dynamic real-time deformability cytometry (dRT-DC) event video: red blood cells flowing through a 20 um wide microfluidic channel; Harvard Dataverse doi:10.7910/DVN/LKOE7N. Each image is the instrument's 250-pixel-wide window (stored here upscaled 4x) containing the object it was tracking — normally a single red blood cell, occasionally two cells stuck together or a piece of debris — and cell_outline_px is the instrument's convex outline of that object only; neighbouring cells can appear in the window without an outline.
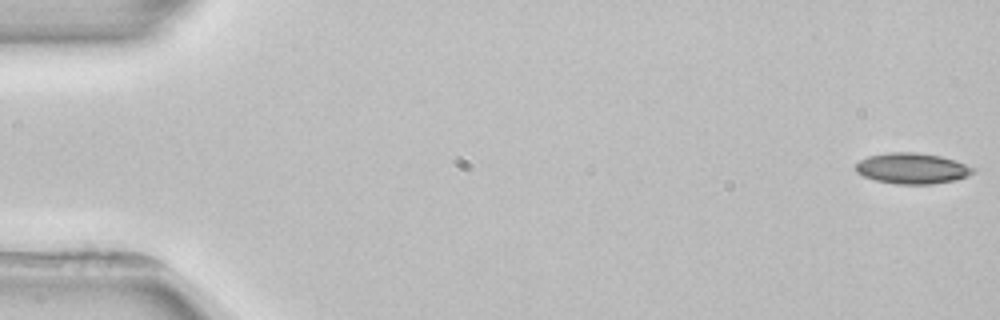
{"species": "common noctule bat (a hibernating species)", "species_latin": "Nyctalus noctula", "temperature_condition": "room temperature", "stored_images_in_passage": 4, "camera_frame_rate_fps": 3000, "um_per_image_px": 0.085, "animal": {"sex": "female", "body_mass_g": 22.7, "forearm_length_mm": 54.2}, "frame": {"image": 1, "passage_image": 1, "time_ms": 0.0, "image_size_px": [1000, 320], "cell_outline_px": [[976, 172], [968, 176], [952, 180], [932, 184], [896, 184], [876, 180], [864, 176], [856, 172], [856, 164], [860, 160], [868, 156], [888, 152], [916, 152], [940, 156], [956, 160], [976, 168]], "centroid_in_image_um": [77.55, 14.3], "position_along_channel_um": 7.4, "area_um2": 21.1}}
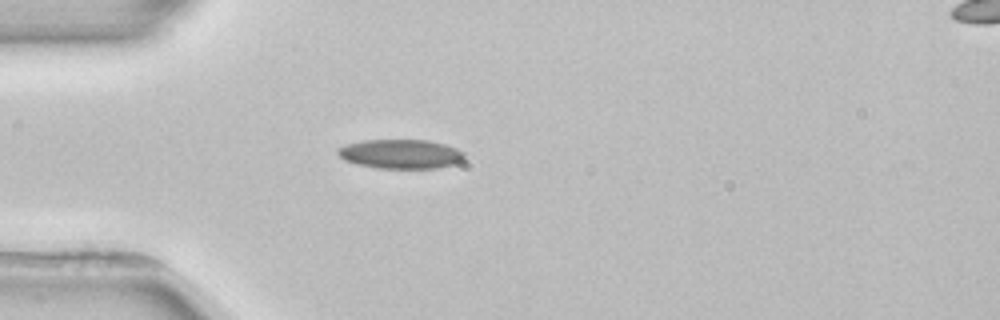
{"frame": {"image": 2, "passage_image": 4, "time_ms": 4.667, "image_size_px": [1000, 320], "cell_outline_px": [[468, 156], [464, 160], [456, 164], [436, 168], [380, 168], [356, 164], [344, 160], [336, 152], [336, 148], [348, 144], [364, 140], [428, 140], [444, 144], [456, 148], [464, 152]], "centroid_in_image_um": [34.09, 13.09], "position_along_channel_um": 50.9, "area_um2": 21.73}}